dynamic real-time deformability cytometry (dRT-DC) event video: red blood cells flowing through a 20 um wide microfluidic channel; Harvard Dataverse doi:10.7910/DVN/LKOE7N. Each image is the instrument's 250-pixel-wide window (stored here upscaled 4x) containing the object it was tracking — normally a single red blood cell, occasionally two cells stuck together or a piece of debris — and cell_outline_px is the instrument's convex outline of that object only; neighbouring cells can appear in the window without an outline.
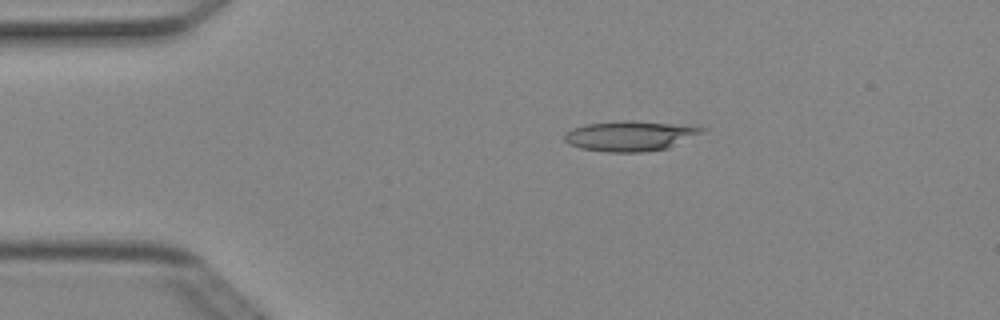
{"species": "Egyptian fruit bat (a non-hibernating species)", "species_latin": "Rousettus aegyptiacus", "temperature_condition": "cold", "stored_images_in_passage": 41, "camera_frame_rate_fps": 3000, "um_per_image_px": 0.085, "animal": {"sex": "female"}, "frame": {"image": 1, "passage_image": 1, "time_ms": 0.0, "image_size_px": [1000, 320], "cell_outline_px": [[708, 128], [704, 132], [668, 148], [644, 152], [608, 152], [580, 148], [568, 144], [564, 140], [564, 136], [572, 128], [584, 124], [624, 120], [628, 120], [672, 124]], "centroid_in_image_um": [53.53, 11.56], "position_along_channel_um": 31.5, "area_um2": 23.99}}
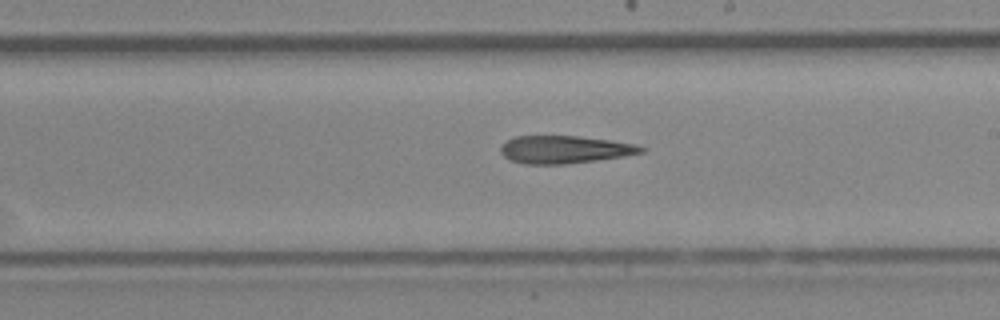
{"frame": {"image": 2, "passage_image": 20, "time_ms": 6.333, "image_size_px": [1000, 320], "cell_outline_px": [[648, 148], [644, 152], [624, 156], [596, 160], [564, 164], [524, 164], [512, 160], [504, 156], [500, 152], [500, 148], [508, 140], [516, 136], [576, 136], [608, 140], [636, 144]], "centroid_in_image_um": [48.02, 12.71], "position_along_channel_um": 241.0, "area_um2": 22.48}}
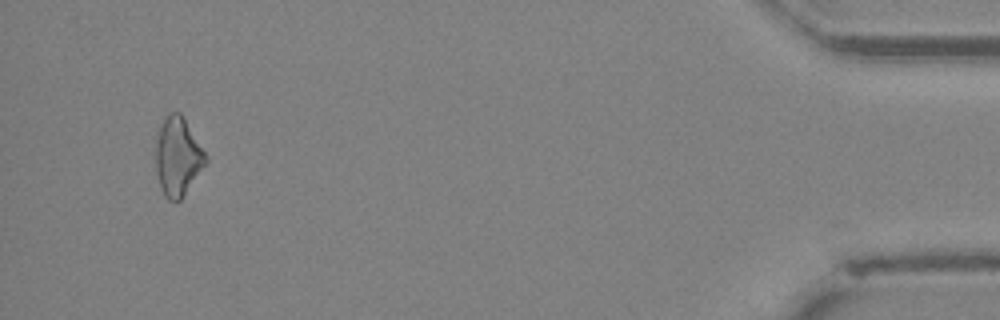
{"frame": {"image": 3, "passage_image": 39, "time_ms": 12.667, "image_size_px": [1000, 320], "cell_outline_px": [[208, 160], [180, 200], [168, 200], [164, 196], [160, 188], [156, 172], [156, 144], [160, 128], [168, 112], [180, 112], [184, 116], [208, 156]], "centroid_in_image_um": [15.12, 13.29], "position_along_channel_um": 420.1, "area_um2": 22.77}}